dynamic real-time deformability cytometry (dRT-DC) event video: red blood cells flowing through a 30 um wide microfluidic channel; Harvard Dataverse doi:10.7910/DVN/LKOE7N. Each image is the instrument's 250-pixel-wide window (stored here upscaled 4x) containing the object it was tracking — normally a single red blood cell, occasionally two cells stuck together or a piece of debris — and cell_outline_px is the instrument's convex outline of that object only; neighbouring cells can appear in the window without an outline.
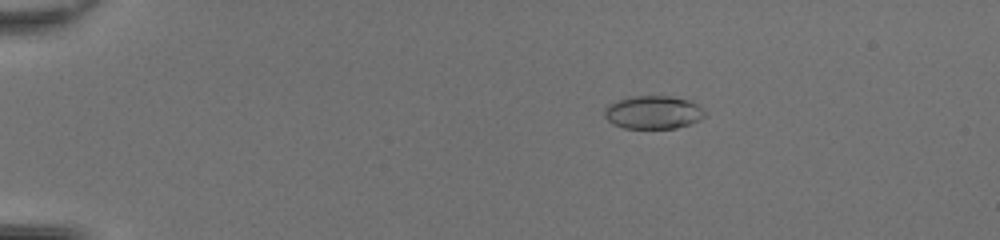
{"species": "common noctule bat (a hibernating species)", "species_latin": "Nyctalus noctula", "temperature_condition": "room temperature", "stored_images_in_passage": 50, "camera_frame_rate_fps": 3000, "um_per_image_px": 0.085, "animal": {"sex": "female", "body_mass_g": 20.0, "forearm_length_mm": 54.0}, "frame": {"image": 1, "passage_image": 11, "time_ms": 3.333, "image_size_px": [1000, 240], "cell_outline_px": [[704, 116], [700, 120], [676, 128], [624, 128], [612, 124], [604, 116], [604, 108], [608, 104], [616, 100], [628, 96], [672, 96], [688, 100], [696, 104], [704, 112]], "centroid_in_image_um": [55.46, 9.54], "position_along_channel_um": 29.5, "area_um2": 19.42}}
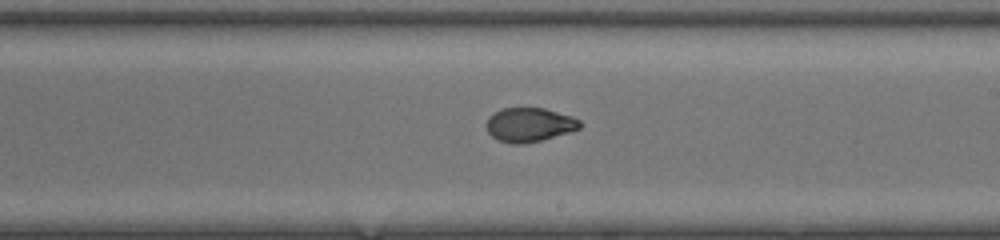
{"frame": {"image": 2, "passage_image": 32, "time_ms": 10.333, "image_size_px": [1000, 240], "cell_outline_px": [[580, 128], [572, 132], [524, 144], [512, 144], [500, 140], [492, 136], [488, 132], [488, 116], [492, 112], [504, 108], [544, 108], [572, 116], [580, 120]], "centroid_in_image_um": [45.01, 10.6], "position_along_channel_um": 244.0, "area_um2": 18.5}}
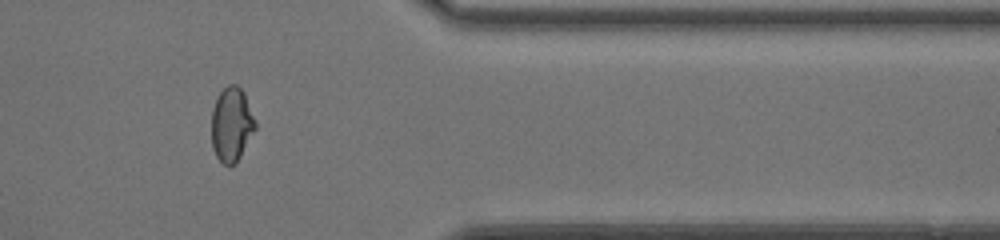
{"frame": {"image": 3, "passage_image": 43, "time_ms": 14.0, "image_size_px": [1000, 240], "cell_outline_px": [[256, 128], [236, 164], [224, 164], [216, 156], [212, 148], [212, 108], [216, 96], [228, 84], [236, 84], [244, 92], [256, 120]], "centroid_in_image_um": [19.68, 10.55], "position_along_channel_um": 391.7, "area_um2": 19.07}, "authors_computed_cell_mechanics": {"area_um2": 19.3052, "velocity_mm_per_s": 4.3517, "shape_relaxation_time_tau1_ms": 9.1193, "shape_relaxation_time_tau2_ms": 0.8293, "deformation_change_tau1": 0.3141, "deformation_change_tau2": 0.0481}}